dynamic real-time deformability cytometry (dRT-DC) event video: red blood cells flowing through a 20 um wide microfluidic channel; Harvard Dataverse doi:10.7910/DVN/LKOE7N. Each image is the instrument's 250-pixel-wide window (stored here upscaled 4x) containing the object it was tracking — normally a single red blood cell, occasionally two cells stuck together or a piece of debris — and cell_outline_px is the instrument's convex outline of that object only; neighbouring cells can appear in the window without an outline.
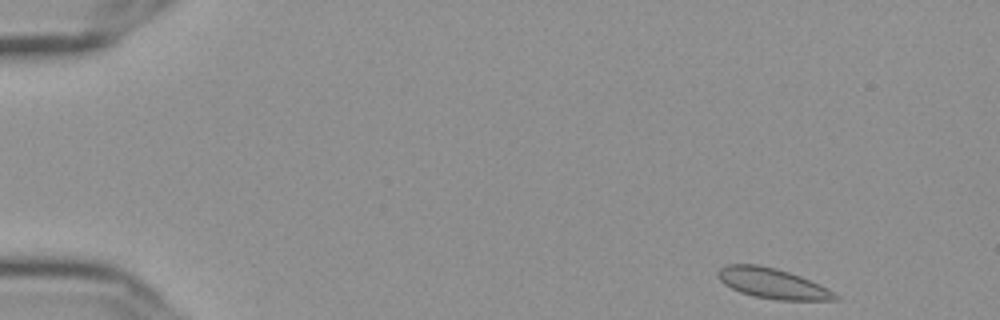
{"species": "Egyptian fruit bat (a non-hibernating species)", "species_latin": "Rousettus aegyptiacus", "temperature_condition": "cold", "stored_images_in_passage": 52, "camera_frame_rate_fps": 3000, "um_per_image_px": 0.085, "frame": {"image": 1, "passage_image": 1, "time_ms": 0.0, "image_size_px": [1000, 320], "cell_outline_px": [[840, 300], [776, 300], [752, 296], [740, 292], [724, 284], [716, 276], [716, 272], [720, 268], [728, 264], [760, 264], [776, 268], [800, 276], [820, 284], [840, 296]], "centroid_in_image_um": [65.65, 24.09], "position_along_channel_um": 19.3, "area_um2": 20.87}}
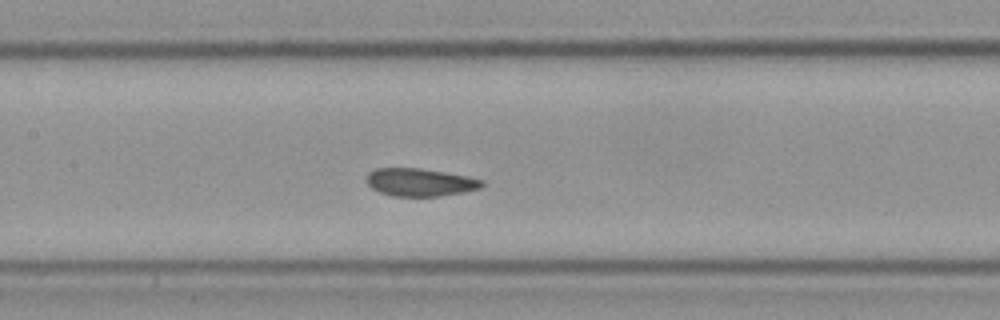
{"frame": {"image": 2, "passage_image": 23, "time_ms": 7.333, "image_size_px": [1000, 320], "cell_outline_px": [[484, 184], [480, 188], [464, 192], [440, 196], [392, 196], [380, 192], [372, 188], [368, 184], [364, 176], [368, 172], [376, 168], [420, 168], [468, 176], [484, 180]], "centroid_in_image_um": [35.68, 15.49], "position_along_channel_um": 171.7, "area_um2": 18.84}}
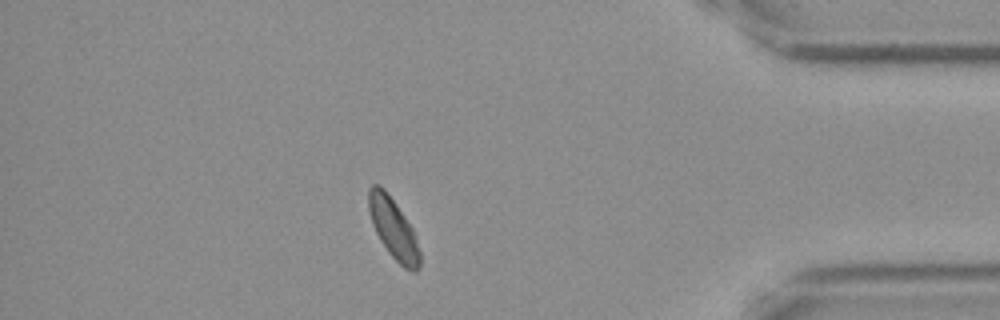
{"frame": {"image": 3, "passage_image": 45, "time_ms": 14.667, "image_size_px": [1000, 320], "cell_outline_px": [[420, 268], [416, 272], [412, 272], [404, 268], [388, 252], [380, 240], [372, 224], [368, 208], [368, 188], [372, 184], [380, 184], [384, 188], [412, 228], [416, 236], [420, 252]], "centroid_in_image_um": [33.43, 19.44], "position_along_channel_um": 401.8, "area_um2": 17.98}}